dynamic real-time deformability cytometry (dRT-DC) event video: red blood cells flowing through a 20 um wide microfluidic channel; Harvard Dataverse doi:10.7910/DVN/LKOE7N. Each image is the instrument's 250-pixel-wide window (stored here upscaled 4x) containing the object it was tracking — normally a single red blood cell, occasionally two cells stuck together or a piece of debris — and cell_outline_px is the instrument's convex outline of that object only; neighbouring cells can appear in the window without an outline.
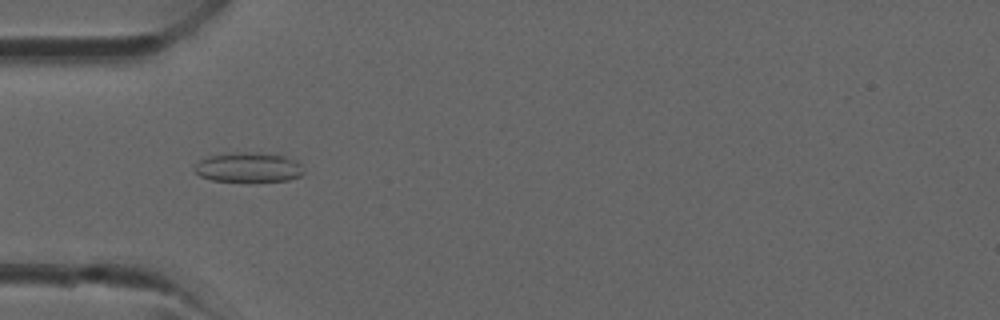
{"species": "common noctule bat (a hibernating species)", "species_latin": "Nyctalus noctula", "temperature_condition": "room temperature", "stored_images_in_passage": 29, "camera_frame_rate_fps": 3000, "um_per_image_px": 0.085, "animal": {"sex": "male", "forearm_length_mm": 52.5}, "frame": {"image": 1, "passage_image": 4, "time_ms": 1.0, "image_size_px": [1000, 320], "cell_outline_px": [[304, 172], [300, 176], [288, 180], [212, 180], [200, 176], [192, 168], [200, 160], [208, 156], [236, 152], [260, 152], [284, 156], [296, 160], [300, 164]], "centroid_in_image_um": [21.11, 14.2], "position_along_channel_um": 63.9, "area_um2": 18.61}}
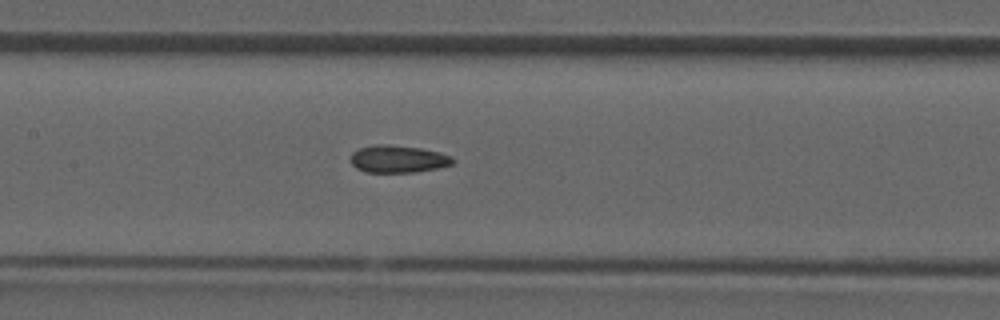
{"frame": {"image": 2, "passage_image": 10, "time_ms": 3.0, "image_size_px": [1000, 320], "cell_outline_px": [[456, 160], [452, 164], [436, 168], [416, 172], [364, 172], [356, 168], [348, 160], [352, 152], [360, 148], [376, 144], [392, 144], [420, 148], [440, 152], [452, 156]], "centroid_in_image_um": [33.81, 13.51], "position_along_channel_um": 173.6, "area_um2": 16.53}}
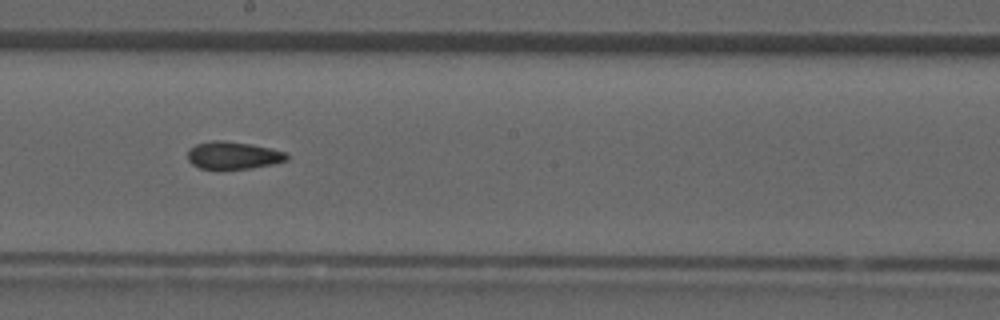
{"frame": {"image": 3, "passage_image": 13, "time_ms": 4.0, "image_size_px": [1000, 320], "cell_outline_px": [[288, 160], [272, 164], [252, 168], [200, 168], [192, 164], [188, 160], [188, 148], [196, 144], [208, 140], [224, 140], [252, 144], [272, 148], [288, 152]], "centroid_in_image_um": [19.83, 13.18], "position_along_channel_um": 228.4, "area_um2": 16.01}}